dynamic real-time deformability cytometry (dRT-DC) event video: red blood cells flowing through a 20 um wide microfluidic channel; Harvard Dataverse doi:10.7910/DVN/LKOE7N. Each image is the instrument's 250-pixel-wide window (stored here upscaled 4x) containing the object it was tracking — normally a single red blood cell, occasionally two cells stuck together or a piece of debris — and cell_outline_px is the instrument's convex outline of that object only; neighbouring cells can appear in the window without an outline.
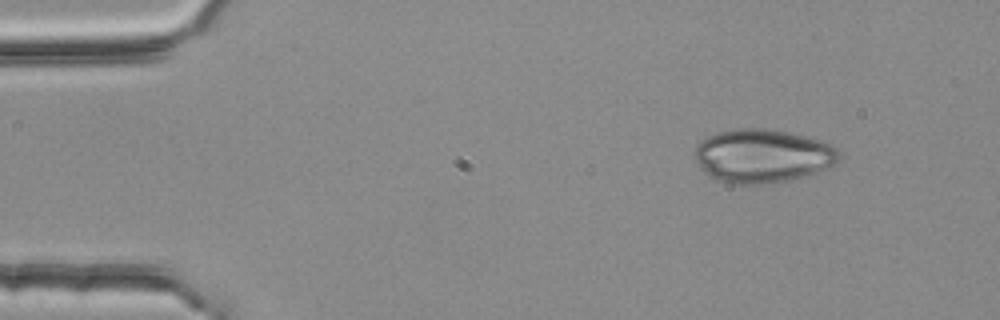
{"species": "common noctule bat (a hibernating species)", "species_latin": "Nyctalus noctula", "temperature_condition": "room temperature", "stored_images_in_passage": 4, "segment_of_instrument_passage": [1, 2], "camera_frame_rate_fps": 3000, "um_per_image_px": 0.085, "animal": {"sex": "female", "body_mass_g": 25.1}, "frame": {"image": 1, "passage_image": 1, "time_ms": 0.0, "image_size_px": [1000, 320], "cell_outline_px": [[840, 160], [808, 176], [788, 180], [764, 184], [732, 184], [708, 176], [700, 168], [692, 152], [700, 140], [708, 136], [720, 132], [740, 128], [764, 128], [804, 136], [820, 140], [832, 144], [840, 148]], "centroid_in_image_um": [64.8, 13.26], "position_along_channel_um": 20.2, "area_um2": 45.2}}